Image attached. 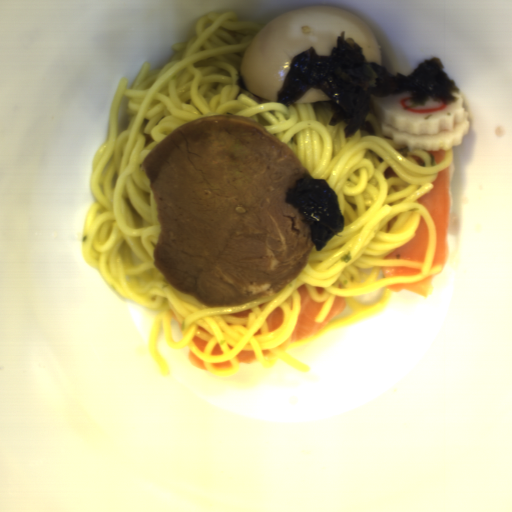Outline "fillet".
<instances>
[{
    "mask_svg": "<svg viewBox=\"0 0 512 512\" xmlns=\"http://www.w3.org/2000/svg\"><path fill=\"white\" fill-rule=\"evenodd\" d=\"M432 183L433 189L417 200L424 205L436 225L437 241L431 268L441 265L443 269L446 268L450 260L447 239L450 218L449 167L438 172L437 178Z\"/></svg>",
    "mask_w": 512,
    "mask_h": 512,
    "instance_id": "fillet-1",
    "label": "fillet"
},
{
    "mask_svg": "<svg viewBox=\"0 0 512 512\" xmlns=\"http://www.w3.org/2000/svg\"><path fill=\"white\" fill-rule=\"evenodd\" d=\"M300 297V311L298 319L291 333L292 342H300L318 333L325 326L335 320L345 310L346 299L344 296L334 297V301L328 316L323 322L314 321L316 314L324 302H317L308 295L304 284L296 288Z\"/></svg>",
    "mask_w": 512,
    "mask_h": 512,
    "instance_id": "fillet-2",
    "label": "fillet"
},
{
    "mask_svg": "<svg viewBox=\"0 0 512 512\" xmlns=\"http://www.w3.org/2000/svg\"><path fill=\"white\" fill-rule=\"evenodd\" d=\"M428 238V224L424 216H421L414 237L397 250L385 256L384 259H404L424 263Z\"/></svg>",
    "mask_w": 512,
    "mask_h": 512,
    "instance_id": "fillet-3",
    "label": "fillet"
},
{
    "mask_svg": "<svg viewBox=\"0 0 512 512\" xmlns=\"http://www.w3.org/2000/svg\"><path fill=\"white\" fill-rule=\"evenodd\" d=\"M437 274L432 275L429 278L418 281L416 283H401V284H390L386 285V289H390L392 293L399 292L401 290H411L417 294L425 297L432 295V285Z\"/></svg>",
    "mask_w": 512,
    "mask_h": 512,
    "instance_id": "fillet-4",
    "label": "fillet"
},
{
    "mask_svg": "<svg viewBox=\"0 0 512 512\" xmlns=\"http://www.w3.org/2000/svg\"><path fill=\"white\" fill-rule=\"evenodd\" d=\"M381 274L383 279L391 276H413L419 275L421 272V268H411V267H401V266H392V267H381Z\"/></svg>",
    "mask_w": 512,
    "mask_h": 512,
    "instance_id": "fillet-5",
    "label": "fillet"
},
{
    "mask_svg": "<svg viewBox=\"0 0 512 512\" xmlns=\"http://www.w3.org/2000/svg\"><path fill=\"white\" fill-rule=\"evenodd\" d=\"M266 320L268 322V332L270 333L279 327L284 321V313L282 309L278 306L269 314Z\"/></svg>",
    "mask_w": 512,
    "mask_h": 512,
    "instance_id": "fillet-6",
    "label": "fillet"
},
{
    "mask_svg": "<svg viewBox=\"0 0 512 512\" xmlns=\"http://www.w3.org/2000/svg\"><path fill=\"white\" fill-rule=\"evenodd\" d=\"M187 359L190 363V365L194 366L197 369L201 370H210L206 364L195 354L193 353L189 348L187 350Z\"/></svg>",
    "mask_w": 512,
    "mask_h": 512,
    "instance_id": "fillet-7",
    "label": "fillet"
},
{
    "mask_svg": "<svg viewBox=\"0 0 512 512\" xmlns=\"http://www.w3.org/2000/svg\"><path fill=\"white\" fill-rule=\"evenodd\" d=\"M238 361H239V366L243 363H251V362H254V361H258L254 351H240L237 355H236Z\"/></svg>",
    "mask_w": 512,
    "mask_h": 512,
    "instance_id": "fillet-8",
    "label": "fillet"
},
{
    "mask_svg": "<svg viewBox=\"0 0 512 512\" xmlns=\"http://www.w3.org/2000/svg\"><path fill=\"white\" fill-rule=\"evenodd\" d=\"M195 346L203 353L205 347L208 345V341L198 337V336H194V338L192 339Z\"/></svg>",
    "mask_w": 512,
    "mask_h": 512,
    "instance_id": "fillet-9",
    "label": "fillet"
},
{
    "mask_svg": "<svg viewBox=\"0 0 512 512\" xmlns=\"http://www.w3.org/2000/svg\"><path fill=\"white\" fill-rule=\"evenodd\" d=\"M252 312H253V309L252 308H248V309L241 310V311L236 312V313H230V314H227V315H230V316L236 317V318H242V317H247Z\"/></svg>",
    "mask_w": 512,
    "mask_h": 512,
    "instance_id": "fillet-10",
    "label": "fillet"
},
{
    "mask_svg": "<svg viewBox=\"0 0 512 512\" xmlns=\"http://www.w3.org/2000/svg\"><path fill=\"white\" fill-rule=\"evenodd\" d=\"M423 151H425V150H423ZM425 152H428V153L432 154L433 157L435 158L437 164L440 163L443 160V158H444V156L446 154L445 150H440L439 152H431V151H425Z\"/></svg>",
    "mask_w": 512,
    "mask_h": 512,
    "instance_id": "fillet-11",
    "label": "fillet"
},
{
    "mask_svg": "<svg viewBox=\"0 0 512 512\" xmlns=\"http://www.w3.org/2000/svg\"><path fill=\"white\" fill-rule=\"evenodd\" d=\"M382 173L385 178L398 177L393 168L390 167L389 165L383 170Z\"/></svg>",
    "mask_w": 512,
    "mask_h": 512,
    "instance_id": "fillet-12",
    "label": "fillet"
},
{
    "mask_svg": "<svg viewBox=\"0 0 512 512\" xmlns=\"http://www.w3.org/2000/svg\"><path fill=\"white\" fill-rule=\"evenodd\" d=\"M213 367H218V368H232V362L231 360L230 361H227V362H222V363H211Z\"/></svg>",
    "mask_w": 512,
    "mask_h": 512,
    "instance_id": "fillet-13",
    "label": "fillet"
},
{
    "mask_svg": "<svg viewBox=\"0 0 512 512\" xmlns=\"http://www.w3.org/2000/svg\"><path fill=\"white\" fill-rule=\"evenodd\" d=\"M224 354L221 346L217 343L210 355Z\"/></svg>",
    "mask_w": 512,
    "mask_h": 512,
    "instance_id": "fillet-14",
    "label": "fillet"
},
{
    "mask_svg": "<svg viewBox=\"0 0 512 512\" xmlns=\"http://www.w3.org/2000/svg\"><path fill=\"white\" fill-rule=\"evenodd\" d=\"M398 218H399V217H397V216L395 215L392 219H390V220L388 221V224H387V232L391 230V228H392V226H393L394 222H395Z\"/></svg>",
    "mask_w": 512,
    "mask_h": 512,
    "instance_id": "fillet-15",
    "label": "fillet"
},
{
    "mask_svg": "<svg viewBox=\"0 0 512 512\" xmlns=\"http://www.w3.org/2000/svg\"><path fill=\"white\" fill-rule=\"evenodd\" d=\"M413 156V155H412ZM414 160L416 161L417 165L418 166H425V163L424 161L419 157V156H413Z\"/></svg>",
    "mask_w": 512,
    "mask_h": 512,
    "instance_id": "fillet-16",
    "label": "fillet"
},
{
    "mask_svg": "<svg viewBox=\"0 0 512 512\" xmlns=\"http://www.w3.org/2000/svg\"><path fill=\"white\" fill-rule=\"evenodd\" d=\"M315 288H316V290H317L318 295H319V294L324 293V292H325V290H326V289H324L323 287H315Z\"/></svg>",
    "mask_w": 512,
    "mask_h": 512,
    "instance_id": "fillet-17",
    "label": "fillet"
},
{
    "mask_svg": "<svg viewBox=\"0 0 512 512\" xmlns=\"http://www.w3.org/2000/svg\"><path fill=\"white\" fill-rule=\"evenodd\" d=\"M197 328H199L200 330L210 334L206 329H204L203 327H201L200 325H197ZM211 335V334H210Z\"/></svg>",
    "mask_w": 512,
    "mask_h": 512,
    "instance_id": "fillet-18",
    "label": "fillet"
},
{
    "mask_svg": "<svg viewBox=\"0 0 512 512\" xmlns=\"http://www.w3.org/2000/svg\"><path fill=\"white\" fill-rule=\"evenodd\" d=\"M260 333H261V330H260V328H259V329L255 332V334H254V335H260Z\"/></svg>",
    "mask_w": 512,
    "mask_h": 512,
    "instance_id": "fillet-19",
    "label": "fillet"
},
{
    "mask_svg": "<svg viewBox=\"0 0 512 512\" xmlns=\"http://www.w3.org/2000/svg\"><path fill=\"white\" fill-rule=\"evenodd\" d=\"M265 304H266V303H264V302H263V303H261L260 305H258L259 309H260L261 307H263Z\"/></svg>",
    "mask_w": 512,
    "mask_h": 512,
    "instance_id": "fillet-20",
    "label": "fillet"
}]
</instances>
